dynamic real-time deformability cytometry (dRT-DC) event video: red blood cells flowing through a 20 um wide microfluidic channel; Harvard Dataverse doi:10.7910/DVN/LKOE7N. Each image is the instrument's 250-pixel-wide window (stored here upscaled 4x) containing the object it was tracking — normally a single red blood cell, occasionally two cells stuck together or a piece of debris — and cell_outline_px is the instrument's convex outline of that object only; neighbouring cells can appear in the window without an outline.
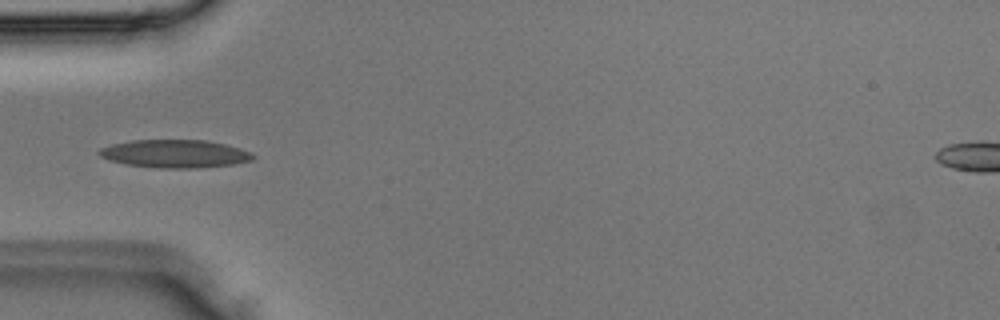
{"species": "Egyptian fruit bat (a non-hibernating species)", "species_latin": "Rousettus aegyptiacus", "temperature_condition": "room temperature", "stored_images_in_passage": 4, "camera_frame_rate_fps": 3000, "um_per_image_px": 0.085, "animal": {"sex": "male"}, "frame": {"image": 1, "passage_image": 4, "time_ms": 1.0, "image_size_px": [1000, 320], "cell_outline_px": [[256, 156], [252, 160], [232, 164], [196, 168], [156, 168], [124, 164], [108, 160], [100, 156], [96, 152], [100, 148], [112, 144], [132, 140], [204, 140], [224, 144], [240, 148], [252, 152]], "centroid_in_image_um": [14.83, 13.07], "position_along_channel_um": 70.2, "area_um2": 25.2}}